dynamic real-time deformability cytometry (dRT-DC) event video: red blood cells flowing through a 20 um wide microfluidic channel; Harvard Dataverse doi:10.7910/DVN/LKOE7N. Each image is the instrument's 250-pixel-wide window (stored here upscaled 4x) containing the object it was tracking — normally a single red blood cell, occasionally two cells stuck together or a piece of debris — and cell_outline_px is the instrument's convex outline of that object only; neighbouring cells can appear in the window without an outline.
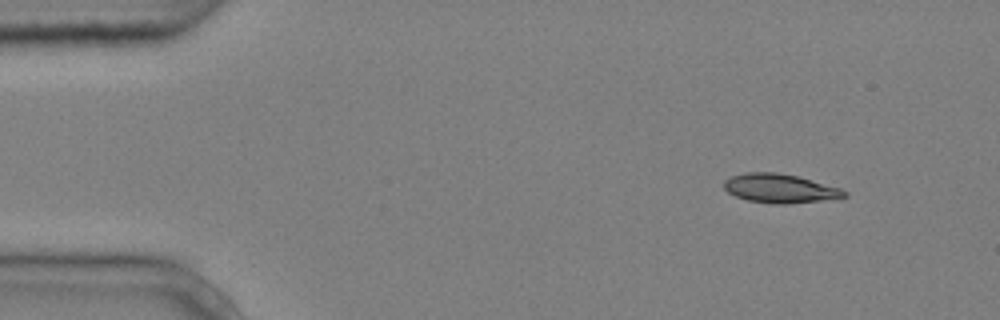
{"species": "common noctule bat (a hibernating species)", "species_latin": "Nyctalus noctula", "temperature_condition": "cold", "stored_images_in_passage": 5, "segment_of_instrument_passage": [2, 2], "camera_frame_rate_fps": 3000, "um_per_image_px": 0.085, "animal": {"sex": "male", "body_mass_g": 20.4}, "frame": {"image": 1, "passage_image": 5, "time_ms": 1.333, "image_size_px": [1000, 320], "cell_outline_px": [[848, 196], [820, 200], [788, 204], [776, 204], [748, 200], [736, 196], [728, 192], [724, 188], [724, 180], [732, 176], [744, 172], [776, 172], [800, 176], [840, 188], [848, 192]], "centroid_in_image_um": [66.29, 16.0], "position_along_channel_um": 18.7, "area_um2": 20.29}}